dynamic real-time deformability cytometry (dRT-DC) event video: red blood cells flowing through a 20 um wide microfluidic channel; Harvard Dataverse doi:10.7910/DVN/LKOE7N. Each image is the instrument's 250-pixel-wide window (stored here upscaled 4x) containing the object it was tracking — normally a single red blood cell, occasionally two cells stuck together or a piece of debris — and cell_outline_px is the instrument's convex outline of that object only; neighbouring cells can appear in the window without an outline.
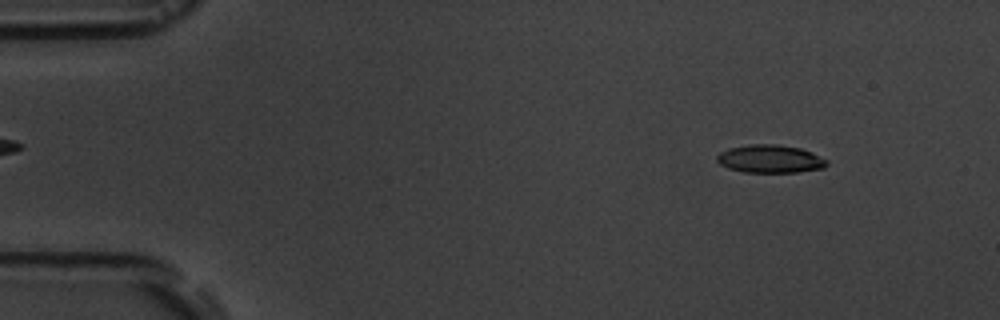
{"species": "common noctule bat (a hibernating species)", "species_latin": "Nyctalus noctula", "temperature_condition": "room temperature", "stored_images_in_passage": 2, "camera_frame_rate_fps": 3000, "um_per_image_px": 0.085, "animal": {"sex": "male", "body_mass_g": 19.5, "forearm_length_mm": 54.6}, "frame": {"image": 1, "passage_image": 1, "time_ms": 0.0, "image_size_px": [1000, 320], "cell_outline_px": [[828, 164], [824, 168], [800, 172], [744, 172], [728, 168], [720, 164], [716, 160], [716, 156], [720, 152], [728, 148], [748, 144], [776, 144], [800, 148], [812, 152], [828, 160]], "centroid_in_image_um": [65.47, 13.5], "position_along_channel_um": 19.5, "area_um2": 18.09}}